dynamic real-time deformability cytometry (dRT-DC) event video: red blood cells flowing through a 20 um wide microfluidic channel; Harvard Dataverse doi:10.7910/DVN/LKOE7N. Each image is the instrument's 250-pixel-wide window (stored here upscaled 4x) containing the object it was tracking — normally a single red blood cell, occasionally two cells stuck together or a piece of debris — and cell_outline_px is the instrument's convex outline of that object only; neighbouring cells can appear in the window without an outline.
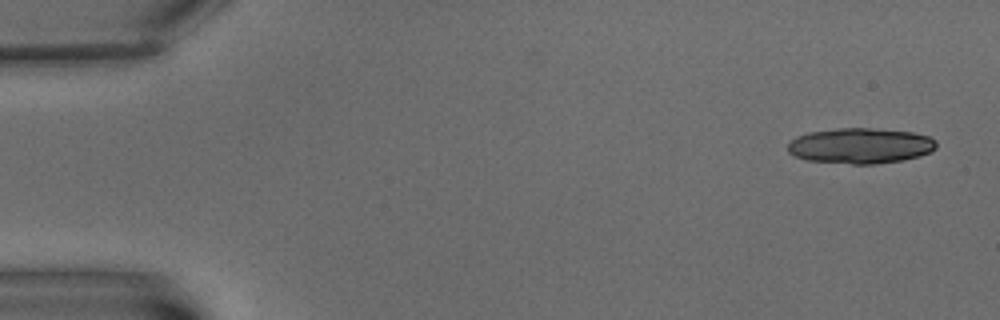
{"species": "common noctule bat (a hibernating species)", "species_latin": "Nyctalus noctula", "temperature_condition": "warm", "stored_images_in_passage": 5, "camera_frame_rate_fps": 3000, "um_per_image_px": 0.085, "animal": {"sex": "male", "body_mass_g": 15.6}, "frame": {"image": 1, "passage_image": 1, "time_ms": 0.0, "image_size_px": [1000, 320], "cell_outline_px": [[936, 148], [932, 152], [920, 156], [900, 160], [876, 164], [852, 164], [808, 160], [796, 156], [788, 152], [788, 144], [796, 136], [808, 132], [836, 128], [872, 128], [912, 132], [928, 136], [936, 140]], "centroid_in_image_um": [73.15, 12.38], "position_along_channel_um": 11.9, "area_um2": 30.81}}